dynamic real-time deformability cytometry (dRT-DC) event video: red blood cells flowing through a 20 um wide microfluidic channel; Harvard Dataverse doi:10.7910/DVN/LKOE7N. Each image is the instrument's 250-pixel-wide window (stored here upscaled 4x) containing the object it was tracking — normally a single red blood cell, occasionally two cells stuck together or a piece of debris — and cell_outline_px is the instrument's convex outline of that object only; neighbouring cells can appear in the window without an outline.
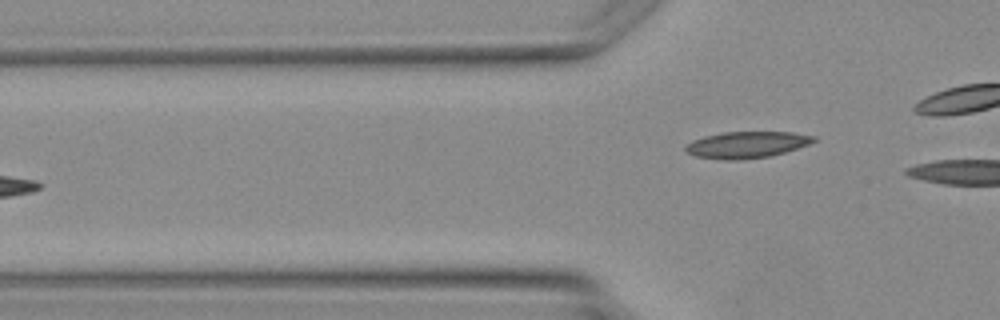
{"species": "Egyptian fruit bat (a non-hibernating species)", "species_latin": "Rousettus aegyptiacus", "temperature_condition": "warm", "stored_images_in_passage": 5, "camera_frame_rate_fps": 3000, "um_per_image_px": 0.085, "animal": {"sex": "female"}, "frame": {"image": 1, "passage_image": 5, "time_ms": 5.667, "image_size_px": [1000, 320], "cell_outline_px": [[816, 140], [808, 144], [772, 156], [740, 160], [724, 160], [696, 156], [684, 152], [684, 148], [692, 140], [704, 136], [724, 132], [792, 132], [816, 136]], "centroid_in_image_um": [63.44, 12.3], "position_along_channel_um": 62.4, "area_um2": 19.83}}